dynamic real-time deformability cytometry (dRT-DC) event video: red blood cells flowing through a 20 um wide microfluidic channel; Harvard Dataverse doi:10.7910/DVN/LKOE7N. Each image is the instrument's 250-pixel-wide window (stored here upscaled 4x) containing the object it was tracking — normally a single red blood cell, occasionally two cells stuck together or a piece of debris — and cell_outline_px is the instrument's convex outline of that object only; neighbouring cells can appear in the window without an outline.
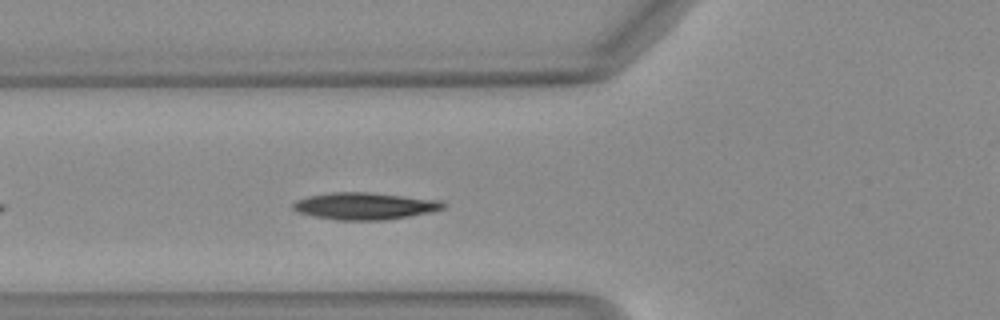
{"species": "Egyptian fruit bat (a non-hibernating species)", "species_latin": "Rousettus aegyptiacus", "temperature_condition": "warm", "stored_images_in_passage": 13, "camera_frame_rate_fps": 3000, "um_per_image_px": 0.085, "animal": {"sex": "female"}, "frame": {"image": 1, "passage_image": 6, "time_ms": 1.667, "image_size_px": [1000, 320], "cell_outline_px": [[448, 204], [444, 208], [428, 212], [408, 216], [384, 220], [336, 220], [316, 216], [300, 212], [292, 208], [292, 204], [296, 200], [308, 196], [332, 192], [368, 192], [440, 200]], "centroid_in_image_um": [31.0, 17.5], "position_along_channel_um": 94.8, "area_um2": 23.41}}